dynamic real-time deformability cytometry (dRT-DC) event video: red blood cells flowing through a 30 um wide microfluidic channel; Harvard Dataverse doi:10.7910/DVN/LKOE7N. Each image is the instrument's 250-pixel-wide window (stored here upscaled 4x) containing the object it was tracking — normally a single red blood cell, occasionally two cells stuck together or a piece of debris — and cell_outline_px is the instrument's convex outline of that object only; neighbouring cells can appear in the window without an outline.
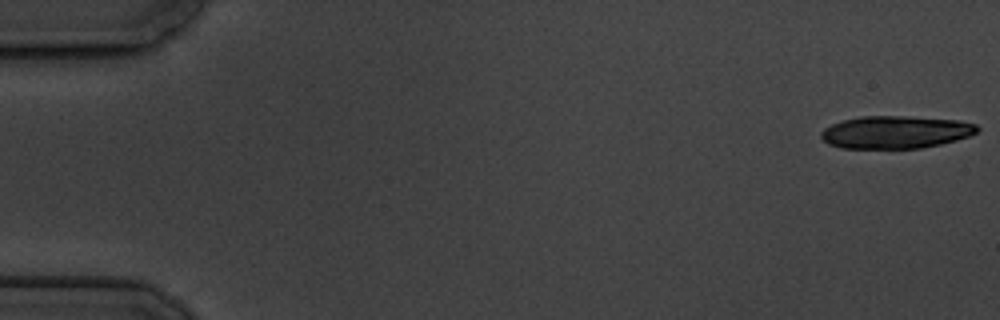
{"species": "common noctule bat (a hibernating species)", "species_latin": "Nyctalus noctula", "temperature_condition": "cold", "stored_images_in_passage": 6, "camera_frame_rate_fps": 3000, "um_per_image_px": 0.085, "animal": {"sex": "male", "body_mass_g": 19.5, "forearm_length_mm": 54.6}, "frame": {"image": 1, "passage_image": 1, "time_ms": 0.0, "image_size_px": [1000, 320], "cell_outline_px": [[980, 128], [976, 132], [968, 136], [956, 140], [940, 144], [920, 148], [840, 148], [828, 144], [820, 136], [820, 132], [824, 128], [832, 124], [844, 120], [860, 116], [908, 116], [956, 120], [976, 124]], "centroid_in_image_um": [76.1, 11.23], "position_along_channel_um": 8.9, "area_um2": 29.59}}